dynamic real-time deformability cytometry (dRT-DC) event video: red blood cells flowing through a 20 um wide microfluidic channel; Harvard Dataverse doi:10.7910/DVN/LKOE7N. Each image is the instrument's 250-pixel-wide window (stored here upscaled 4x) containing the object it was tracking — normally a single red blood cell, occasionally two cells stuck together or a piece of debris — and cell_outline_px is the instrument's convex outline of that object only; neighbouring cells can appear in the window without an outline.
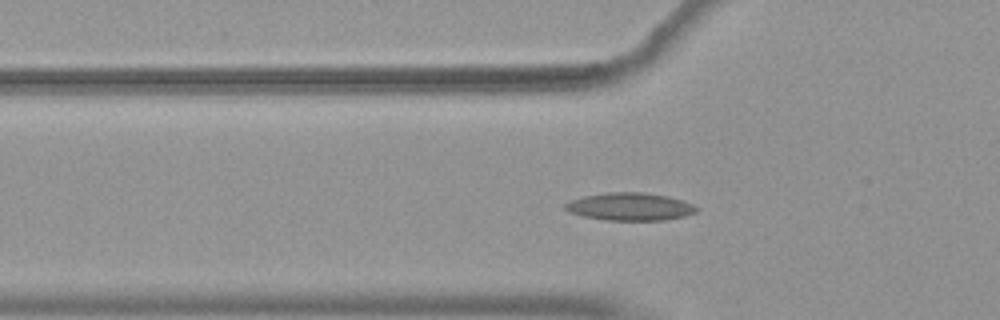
{"species": "common noctule bat (a hibernating species)", "species_latin": "Nyctalus noctula", "temperature_condition": "warm", "stored_images_in_passage": 46, "camera_frame_rate_fps": 3000, "um_per_image_px": 0.085, "animal": {"sex": "female", "body_mass_g": 19.9}, "frame": {"image": 1, "passage_image": 8, "time_ms": 2.333, "image_size_px": [1000, 320], "cell_outline_px": [[700, 208], [696, 212], [684, 216], [664, 220], [604, 220], [584, 216], [568, 212], [564, 208], [564, 204], [572, 200], [584, 196], [608, 192], [644, 192], [668, 196], [692, 204]], "centroid_in_image_um": [53.54, 17.56], "position_along_channel_um": 72.3, "area_um2": 21.15}}
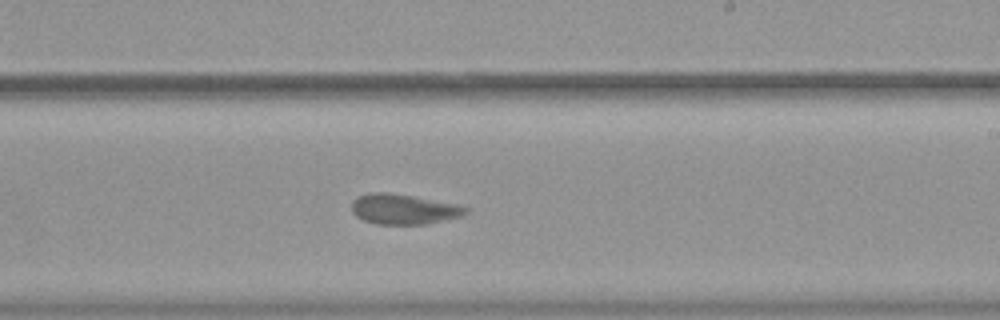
{"frame": {"image": 2, "passage_image": 23, "time_ms": 7.333, "image_size_px": [1000, 320], "cell_outline_px": [[468, 212], [460, 216], [424, 224], [376, 224], [364, 220], [356, 216], [352, 212], [352, 200], [356, 196], [372, 192], [388, 192], [412, 196], [456, 204], [468, 208]], "centroid_in_image_um": [34.25, 17.77], "position_along_channel_um": 254.8, "area_um2": 19.88}}
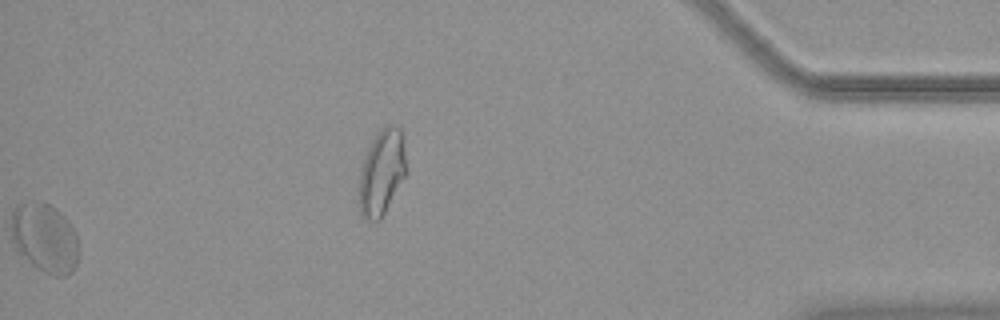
{"frame": {"image": 3, "passage_image": 45, "time_ms": 14.667, "image_size_px": [1000, 320], "cell_outline_px": [[76, 264], [72, 272], [64, 276], [56, 276], [44, 272], [32, 264], [16, 248], [12, 240], [12, 212], [16, 204], [36, 200], [40, 200], [56, 208], [64, 216], [72, 228], [76, 236]], "centroid_in_image_um": [3.77, 20.18], "position_along_channel_um": 431.4, "area_um2": 26.82}, "authors_computed_cell_mechanics": {"area_um2": 20.6346, "velocity_mm_per_s": 3.6577, "shape_relaxation_time_tau1_ms": null, "shape_relaxation_time_tau2_ms": 1.0949, "deformation_change_tau1": null, "deformation_change_tau2": 0.058}}